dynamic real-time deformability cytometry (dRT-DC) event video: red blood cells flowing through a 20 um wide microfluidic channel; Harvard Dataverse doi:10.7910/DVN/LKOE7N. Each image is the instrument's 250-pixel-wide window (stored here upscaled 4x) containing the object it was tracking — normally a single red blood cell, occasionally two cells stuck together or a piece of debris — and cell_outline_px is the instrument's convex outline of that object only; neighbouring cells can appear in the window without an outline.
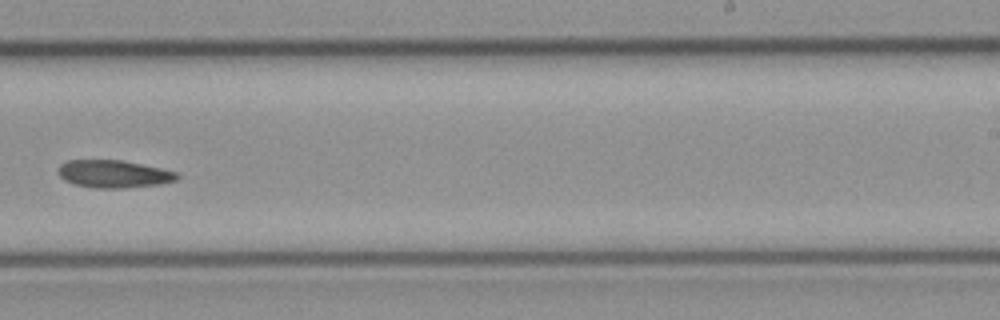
{"species": "common noctule bat (a hibernating species)", "species_latin": "Nyctalus noctula", "temperature_condition": "cold", "stored_images_in_passage": 25, "camera_frame_rate_fps": 3000, "um_per_image_px": 0.085, "animal": {"sex": "female", "body_mass_g": 21.9}, "frame": {"image": 1, "passage_image": 15, "time_ms": 4.667, "image_size_px": [1000, 320], "cell_outline_px": [[180, 176], [176, 180], [156, 184], [128, 188], [92, 188], [76, 184], [64, 180], [56, 172], [56, 168], [60, 164], [68, 160], [120, 160], [160, 168], [176, 172]], "centroid_in_image_um": [9.6, 14.78], "position_along_channel_um": 279.4, "area_um2": 19.07}}
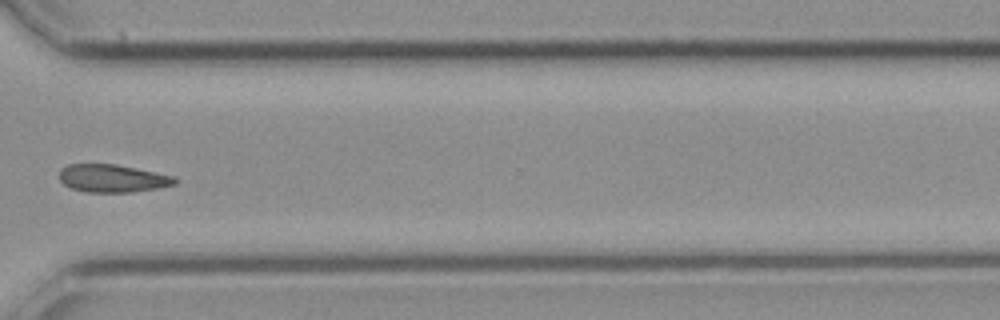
{"frame": {"image": 2, "passage_image": 18, "time_ms": 5.667, "image_size_px": [1000, 320], "cell_outline_px": [[180, 180], [176, 184], [160, 188], [132, 192], [88, 192], [72, 188], [64, 184], [60, 180], [60, 168], [68, 164], [116, 164], [176, 176]], "centroid_in_image_um": [9.62, 15.16], "position_along_channel_um": 361.0, "area_um2": 18.9}}